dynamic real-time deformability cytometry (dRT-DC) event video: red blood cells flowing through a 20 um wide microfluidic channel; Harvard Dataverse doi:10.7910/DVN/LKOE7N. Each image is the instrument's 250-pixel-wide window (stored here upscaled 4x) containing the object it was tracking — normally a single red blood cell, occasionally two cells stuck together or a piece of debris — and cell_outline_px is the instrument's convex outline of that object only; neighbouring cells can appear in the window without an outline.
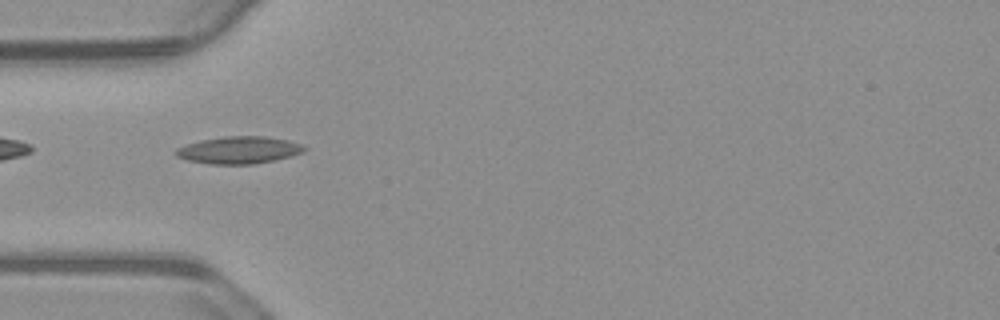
{"species": "common noctule bat (a hibernating species)", "species_latin": "Nyctalus noctula", "temperature_condition": "warm", "stored_images_in_passage": 40, "camera_frame_rate_fps": 3000, "um_per_image_px": 0.085, "animal": {"sex": "male", "body_mass_g": 23.1, "forearm_length_mm": 52.7}, "frame": {"image": 1, "passage_image": 2, "time_ms": 0.333, "image_size_px": [1000, 320], "cell_outline_px": [[308, 148], [304, 152], [292, 156], [252, 164], [208, 164], [188, 160], [176, 156], [172, 152], [176, 148], [200, 140], [224, 136], [264, 136], [288, 140], [300, 144]], "centroid_in_image_um": [20.29, 12.75], "position_along_channel_um": 64.7, "area_um2": 20.4}}
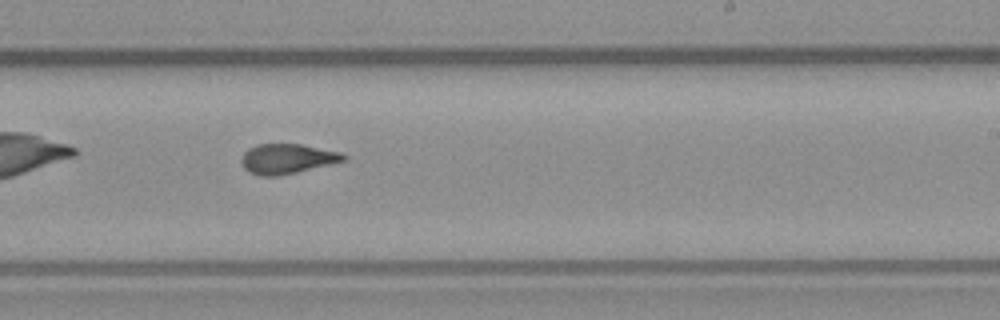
{"frame": {"image": 2, "passage_image": 18, "time_ms": 5.667, "image_size_px": [1000, 320], "cell_outline_px": [[348, 160], [296, 172], [276, 176], [260, 176], [248, 172], [244, 168], [240, 160], [244, 152], [248, 148], [256, 144], [300, 144], [340, 152], [348, 156]], "centroid_in_image_um": [24.4, 13.49], "position_along_channel_um": 264.6, "area_um2": 17.86}}
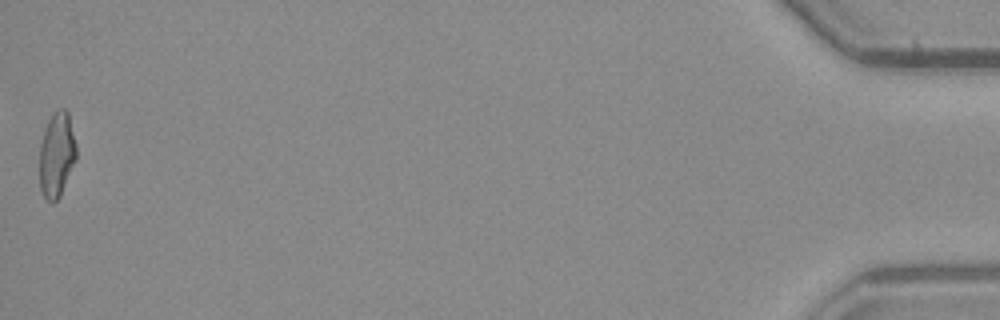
{"frame": {"image": 3, "passage_image": 40, "time_ms": 13.0, "image_size_px": [1000, 320], "cell_outline_px": [[76, 160], [60, 196], [52, 204], [44, 200], [40, 188], [40, 144], [44, 128], [48, 120], [56, 108], [64, 108], [68, 112], [76, 144]], "centroid_in_image_um": [4.81, 13.16], "position_along_channel_um": 430.4, "area_um2": 18.5}, "authors_computed_cell_mechanics": {"area_um2": 17.9469, "velocity_mm_per_s": 3.7332, "shape_relaxation_time_tau1_ms": null, "shape_relaxation_time_tau2_ms": 2.0331, "deformation_change_tau1": null, "deformation_change_tau2": 0.0931}}